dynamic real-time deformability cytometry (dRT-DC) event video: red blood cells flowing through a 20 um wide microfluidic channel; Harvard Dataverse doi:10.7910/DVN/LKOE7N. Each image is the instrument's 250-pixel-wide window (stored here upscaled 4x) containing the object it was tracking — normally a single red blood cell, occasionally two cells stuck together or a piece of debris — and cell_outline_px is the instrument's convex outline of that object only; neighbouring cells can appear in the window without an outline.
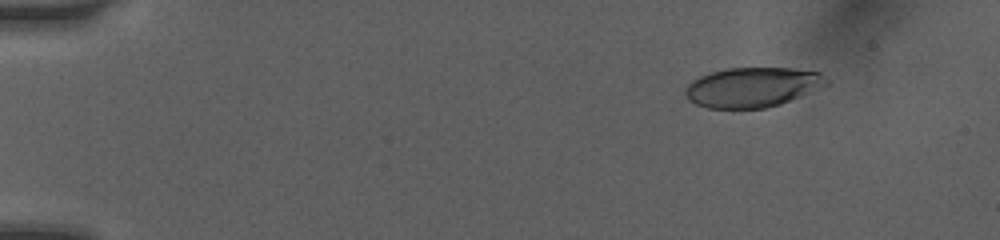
{"species": "human", "species_latin": "Homo sapiens", "temperature_condition": "room temperature", "stored_images_in_passage": 6, "camera_frame_rate_fps": 3000, "um_per_image_px": 0.085, "donor": {"sex": "female"}, "frame": {"image": 1, "passage_image": 2, "time_ms": 0.667, "image_size_px": [1000, 240], "cell_outline_px": [[832, 84], [780, 104], [764, 108], [708, 108], [696, 104], [688, 100], [684, 92], [684, 88], [692, 80], [708, 72], [728, 68], [792, 68], [820, 72]], "centroid_in_image_um": [63.97, 7.4], "position_along_channel_um": 21.0, "area_um2": 33.0}}
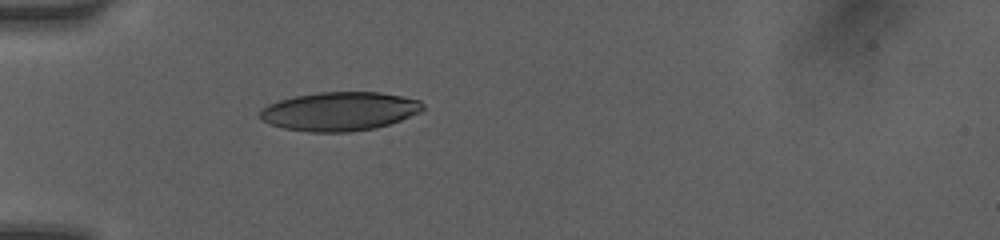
{"frame": {"image": 2, "passage_image": 6, "time_ms": 4.0, "image_size_px": [1000, 240], "cell_outline_px": [[424, 108], [420, 112], [400, 120], [376, 128], [352, 132], [308, 132], [284, 128], [268, 124], [260, 120], [260, 112], [268, 104], [280, 100], [296, 96], [316, 92], [380, 92], [420, 100], [424, 104]], "centroid_in_image_um": [28.85, 9.47], "position_along_channel_um": 56.1, "area_um2": 36.88}}